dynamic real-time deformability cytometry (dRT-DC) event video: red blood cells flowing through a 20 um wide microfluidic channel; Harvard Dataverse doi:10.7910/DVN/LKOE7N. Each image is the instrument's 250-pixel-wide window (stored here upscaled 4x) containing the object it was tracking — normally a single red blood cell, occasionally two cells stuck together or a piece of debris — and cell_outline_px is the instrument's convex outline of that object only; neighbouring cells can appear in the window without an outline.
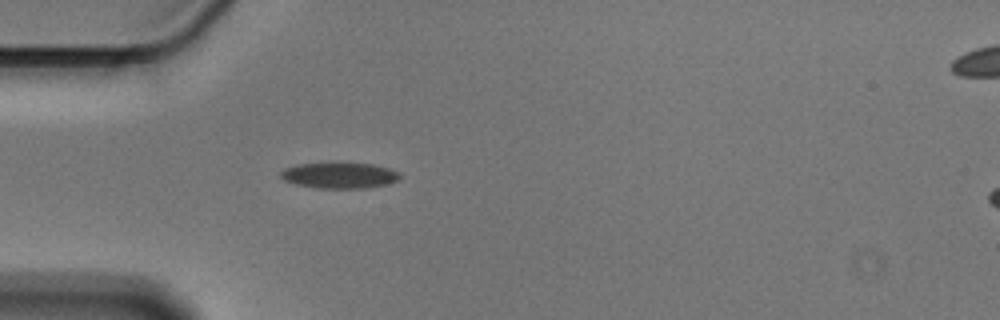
{"species": "Egyptian fruit bat (a non-hibernating species)", "species_latin": "Rousettus aegyptiacus", "temperature_condition": "cold", "stored_images_in_passage": 37, "camera_frame_rate_fps": 3000, "um_per_image_px": 0.085, "animal": {"sex": "male"}, "frame": {"image": 1, "passage_image": 1, "time_ms": 0.0, "image_size_px": [1000, 320], "cell_outline_px": [[400, 176], [396, 180], [388, 184], [368, 188], [316, 188], [296, 184], [284, 180], [280, 176], [280, 172], [284, 168], [300, 164], [372, 164], [388, 168], [400, 172]], "centroid_in_image_um": [28.85, 14.93], "position_along_channel_um": 56.1, "area_um2": 17.63}}
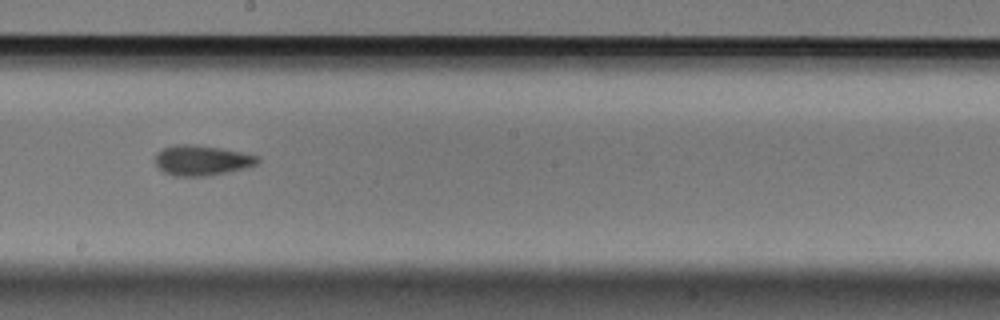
{"frame": {"image": 2, "passage_image": 16, "time_ms": 5.0, "image_size_px": [1000, 320], "cell_outline_px": [[260, 160], [256, 164], [244, 168], [228, 172], [204, 176], [172, 176], [164, 172], [156, 164], [156, 152], [164, 148], [176, 144], [196, 144], [220, 148], [260, 156]], "centroid_in_image_um": [17.14, 13.62], "position_along_channel_um": 231.1, "area_um2": 17.98}}
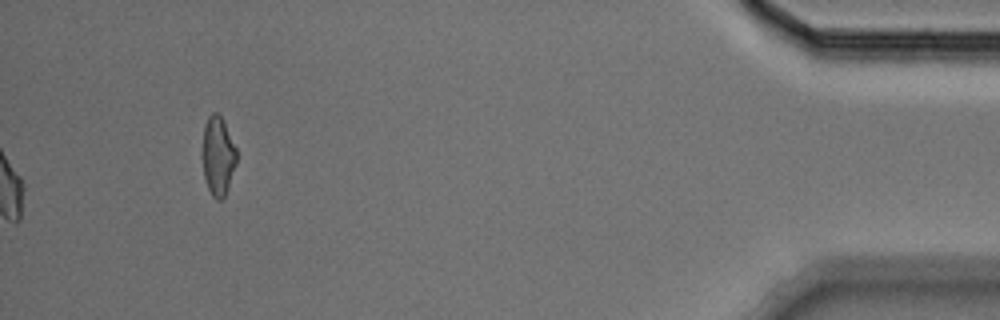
{"frame": {"image": 3, "passage_image": 37, "time_ms": 12.0, "image_size_px": [1000, 320], "cell_outline_px": [[236, 164], [224, 196], [220, 200], [216, 200], [212, 196], [208, 188], [204, 176], [200, 156], [204, 124], [208, 116], [212, 112], [216, 112], [224, 120], [236, 148]], "centroid_in_image_um": [18.48, 13.21], "position_along_channel_um": 416.7, "area_um2": 16.07}, "authors_computed_cell_mechanics": {"area_um2": 17.5712, "velocity_mm_per_s": 3.6026, "shape_relaxation_time_tau1_ms": 5.9359, "shape_relaxation_time_tau2_ms": 4.3423, "deformation_change_tau1": 0.1426, "deformation_change_tau2": 0.1331}}